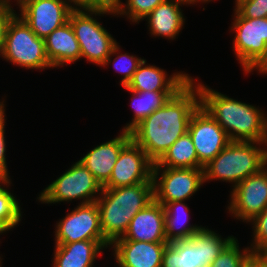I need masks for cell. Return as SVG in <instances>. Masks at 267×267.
Masks as SVG:
<instances>
[{
    "label": "cell",
    "instance_id": "6da1fadb",
    "mask_svg": "<svg viewBox=\"0 0 267 267\" xmlns=\"http://www.w3.org/2000/svg\"><path fill=\"white\" fill-rule=\"evenodd\" d=\"M191 80L131 131L132 140L155 164L173 143L188 132L190 119L200 106L198 86Z\"/></svg>",
    "mask_w": 267,
    "mask_h": 267
},
{
    "label": "cell",
    "instance_id": "7a4b0ae2",
    "mask_svg": "<svg viewBox=\"0 0 267 267\" xmlns=\"http://www.w3.org/2000/svg\"><path fill=\"white\" fill-rule=\"evenodd\" d=\"M200 105L226 131L230 141L267 142V117L261 109L229 98L202 83Z\"/></svg>",
    "mask_w": 267,
    "mask_h": 267
},
{
    "label": "cell",
    "instance_id": "3957f363",
    "mask_svg": "<svg viewBox=\"0 0 267 267\" xmlns=\"http://www.w3.org/2000/svg\"><path fill=\"white\" fill-rule=\"evenodd\" d=\"M100 195L96 200L100 226L111 245L124 236L133 216L154 200L153 182L103 188Z\"/></svg>",
    "mask_w": 267,
    "mask_h": 267
},
{
    "label": "cell",
    "instance_id": "277c9868",
    "mask_svg": "<svg viewBox=\"0 0 267 267\" xmlns=\"http://www.w3.org/2000/svg\"><path fill=\"white\" fill-rule=\"evenodd\" d=\"M265 146L267 142L231 141L214 159L204 165V182L222 180L234 183L232 187H235L267 165Z\"/></svg>",
    "mask_w": 267,
    "mask_h": 267
},
{
    "label": "cell",
    "instance_id": "5b68a950",
    "mask_svg": "<svg viewBox=\"0 0 267 267\" xmlns=\"http://www.w3.org/2000/svg\"><path fill=\"white\" fill-rule=\"evenodd\" d=\"M234 22L231 30L236 35L233 48L243 71L250 73L257 69L259 73H267V17L244 18L234 9Z\"/></svg>",
    "mask_w": 267,
    "mask_h": 267
},
{
    "label": "cell",
    "instance_id": "8992f818",
    "mask_svg": "<svg viewBox=\"0 0 267 267\" xmlns=\"http://www.w3.org/2000/svg\"><path fill=\"white\" fill-rule=\"evenodd\" d=\"M1 56L22 68H53L46 54L44 39L38 37L17 14L7 26Z\"/></svg>",
    "mask_w": 267,
    "mask_h": 267
},
{
    "label": "cell",
    "instance_id": "52a82bcc",
    "mask_svg": "<svg viewBox=\"0 0 267 267\" xmlns=\"http://www.w3.org/2000/svg\"><path fill=\"white\" fill-rule=\"evenodd\" d=\"M103 190L101 184L80 161L48 185L39 195L42 203L69 202L83 199L79 204L95 202Z\"/></svg>",
    "mask_w": 267,
    "mask_h": 267
},
{
    "label": "cell",
    "instance_id": "ba28073f",
    "mask_svg": "<svg viewBox=\"0 0 267 267\" xmlns=\"http://www.w3.org/2000/svg\"><path fill=\"white\" fill-rule=\"evenodd\" d=\"M107 13L74 9L69 16L81 50V58L102 66L117 44L110 33L94 16Z\"/></svg>",
    "mask_w": 267,
    "mask_h": 267
},
{
    "label": "cell",
    "instance_id": "9c48e42d",
    "mask_svg": "<svg viewBox=\"0 0 267 267\" xmlns=\"http://www.w3.org/2000/svg\"><path fill=\"white\" fill-rule=\"evenodd\" d=\"M152 181L154 200L163 206L168 202L185 201L203 185V168L153 167Z\"/></svg>",
    "mask_w": 267,
    "mask_h": 267
},
{
    "label": "cell",
    "instance_id": "30bf717a",
    "mask_svg": "<svg viewBox=\"0 0 267 267\" xmlns=\"http://www.w3.org/2000/svg\"><path fill=\"white\" fill-rule=\"evenodd\" d=\"M16 3L21 12L18 15L42 39L68 22L75 9L71 5L73 0H19Z\"/></svg>",
    "mask_w": 267,
    "mask_h": 267
},
{
    "label": "cell",
    "instance_id": "8fae6325",
    "mask_svg": "<svg viewBox=\"0 0 267 267\" xmlns=\"http://www.w3.org/2000/svg\"><path fill=\"white\" fill-rule=\"evenodd\" d=\"M55 245L83 240H105L96 201L79 204L57 223Z\"/></svg>",
    "mask_w": 267,
    "mask_h": 267
},
{
    "label": "cell",
    "instance_id": "7c38bea8",
    "mask_svg": "<svg viewBox=\"0 0 267 267\" xmlns=\"http://www.w3.org/2000/svg\"><path fill=\"white\" fill-rule=\"evenodd\" d=\"M229 213L244 222H250L267 206V165L258 173L249 175L231 191Z\"/></svg>",
    "mask_w": 267,
    "mask_h": 267
},
{
    "label": "cell",
    "instance_id": "4fadbf2b",
    "mask_svg": "<svg viewBox=\"0 0 267 267\" xmlns=\"http://www.w3.org/2000/svg\"><path fill=\"white\" fill-rule=\"evenodd\" d=\"M188 133L192 138L198 161L204 166L231 141L226 131L200 105L193 113Z\"/></svg>",
    "mask_w": 267,
    "mask_h": 267
},
{
    "label": "cell",
    "instance_id": "5bb4252c",
    "mask_svg": "<svg viewBox=\"0 0 267 267\" xmlns=\"http://www.w3.org/2000/svg\"><path fill=\"white\" fill-rule=\"evenodd\" d=\"M154 163L146 152L131 140L120 152L109 181L103 188H117L152 181Z\"/></svg>",
    "mask_w": 267,
    "mask_h": 267
},
{
    "label": "cell",
    "instance_id": "9a60e30c",
    "mask_svg": "<svg viewBox=\"0 0 267 267\" xmlns=\"http://www.w3.org/2000/svg\"><path fill=\"white\" fill-rule=\"evenodd\" d=\"M168 242L116 240L112 246L119 267H161Z\"/></svg>",
    "mask_w": 267,
    "mask_h": 267
},
{
    "label": "cell",
    "instance_id": "2e32d148",
    "mask_svg": "<svg viewBox=\"0 0 267 267\" xmlns=\"http://www.w3.org/2000/svg\"><path fill=\"white\" fill-rule=\"evenodd\" d=\"M117 240L167 242L164 206L153 200L133 216L124 236Z\"/></svg>",
    "mask_w": 267,
    "mask_h": 267
},
{
    "label": "cell",
    "instance_id": "e0dca14e",
    "mask_svg": "<svg viewBox=\"0 0 267 267\" xmlns=\"http://www.w3.org/2000/svg\"><path fill=\"white\" fill-rule=\"evenodd\" d=\"M132 140L131 133L124 131L119 136L97 145L79 161L93 174L103 187L111 177L113 167L121 150Z\"/></svg>",
    "mask_w": 267,
    "mask_h": 267
},
{
    "label": "cell",
    "instance_id": "ac0fdd59",
    "mask_svg": "<svg viewBox=\"0 0 267 267\" xmlns=\"http://www.w3.org/2000/svg\"><path fill=\"white\" fill-rule=\"evenodd\" d=\"M144 59L138 66L133 77L125 86L130 91H179L190 80L191 76L186 73L176 72L167 78V73L155 65H146Z\"/></svg>",
    "mask_w": 267,
    "mask_h": 267
},
{
    "label": "cell",
    "instance_id": "d6986e66",
    "mask_svg": "<svg viewBox=\"0 0 267 267\" xmlns=\"http://www.w3.org/2000/svg\"><path fill=\"white\" fill-rule=\"evenodd\" d=\"M108 245L110 246L106 240H83L55 245L52 267H93L101 250Z\"/></svg>",
    "mask_w": 267,
    "mask_h": 267
},
{
    "label": "cell",
    "instance_id": "ffe728a7",
    "mask_svg": "<svg viewBox=\"0 0 267 267\" xmlns=\"http://www.w3.org/2000/svg\"><path fill=\"white\" fill-rule=\"evenodd\" d=\"M190 4L188 0H164L147 18L150 34L174 40L185 22L180 6ZM180 5V6H179Z\"/></svg>",
    "mask_w": 267,
    "mask_h": 267
},
{
    "label": "cell",
    "instance_id": "44dd1931",
    "mask_svg": "<svg viewBox=\"0 0 267 267\" xmlns=\"http://www.w3.org/2000/svg\"><path fill=\"white\" fill-rule=\"evenodd\" d=\"M44 42L47 57L53 68L81 59L80 46L69 21L49 34Z\"/></svg>",
    "mask_w": 267,
    "mask_h": 267
},
{
    "label": "cell",
    "instance_id": "7402d4cb",
    "mask_svg": "<svg viewBox=\"0 0 267 267\" xmlns=\"http://www.w3.org/2000/svg\"><path fill=\"white\" fill-rule=\"evenodd\" d=\"M183 202L184 201H174L164 205L165 237L168 243L187 240L202 227L187 224L189 207ZM184 215L185 218L183 217ZM183 224L187 225L184 226Z\"/></svg>",
    "mask_w": 267,
    "mask_h": 267
},
{
    "label": "cell",
    "instance_id": "603a6c76",
    "mask_svg": "<svg viewBox=\"0 0 267 267\" xmlns=\"http://www.w3.org/2000/svg\"><path fill=\"white\" fill-rule=\"evenodd\" d=\"M153 167L203 168L204 166L198 161L192 138L187 132L173 143Z\"/></svg>",
    "mask_w": 267,
    "mask_h": 267
},
{
    "label": "cell",
    "instance_id": "cb8c5ba5",
    "mask_svg": "<svg viewBox=\"0 0 267 267\" xmlns=\"http://www.w3.org/2000/svg\"><path fill=\"white\" fill-rule=\"evenodd\" d=\"M132 93L131 105L134 109V118L126 126L124 131H131L143 119L153 113L156 109L162 107L169 98L173 97L178 91H130Z\"/></svg>",
    "mask_w": 267,
    "mask_h": 267
},
{
    "label": "cell",
    "instance_id": "d4e9b609",
    "mask_svg": "<svg viewBox=\"0 0 267 267\" xmlns=\"http://www.w3.org/2000/svg\"><path fill=\"white\" fill-rule=\"evenodd\" d=\"M234 238V236L222 238L215 231L201 227L189 237V240L198 247L200 267H209Z\"/></svg>",
    "mask_w": 267,
    "mask_h": 267
},
{
    "label": "cell",
    "instance_id": "484cf974",
    "mask_svg": "<svg viewBox=\"0 0 267 267\" xmlns=\"http://www.w3.org/2000/svg\"><path fill=\"white\" fill-rule=\"evenodd\" d=\"M0 234L14 228L22 218L18 200L7 189L11 181L0 182ZM5 186L6 189L4 188Z\"/></svg>",
    "mask_w": 267,
    "mask_h": 267
},
{
    "label": "cell",
    "instance_id": "4316f807",
    "mask_svg": "<svg viewBox=\"0 0 267 267\" xmlns=\"http://www.w3.org/2000/svg\"><path fill=\"white\" fill-rule=\"evenodd\" d=\"M240 250L235 237L209 267H247L255 255L250 247Z\"/></svg>",
    "mask_w": 267,
    "mask_h": 267
},
{
    "label": "cell",
    "instance_id": "83f0119b",
    "mask_svg": "<svg viewBox=\"0 0 267 267\" xmlns=\"http://www.w3.org/2000/svg\"><path fill=\"white\" fill-rule=\"evenodd\" d=\"M119 47L120 46L117 43L113 47L110 56L106 59L105 63L102 66L104 67L111 63V56L119 53V55H116L117 57H115V59L113 60V68H115L117 72L123 74L121 85L124 87L129 83L138 66L142 63L144 59L129 55L128 53L120 54Z\"/></svg>",
    "mask_w": 267,
    "mask_h": 267
},
{
    "label": "cell",
    "instance_id": "f1b7e54d",
    "mask_svg": "<svg viewBox=\"0 0 267 267\" xmlns=\"http://www.w3.org/2000/svg\"><path fill=\"white\" fill-rule=\"evenodd\" d=\"M164 0H126L122 3L118 15L127 16L132 22L139 23L140 20L151 13Z\"/></svg>",
    "mask_w": 267,
    "mask_h": 267
},
{
    "label": "cell",
    "instance_id": "f546056e",
    "mask_svg": "<svg viewBox=\"0 0 267 267\" xmlns=\"http://www.w3.org/2000/svg\"><path fill=\"white\" fill-rule=\"evenodd\" d=\"M250 222H252L254 230L250 249L255 256H261L267 250V206Z\"/></svg>",
    "mask_w": 267,
    "mask_h": 267
},
{
    "label": "cell",
    "instance_id": "4dcf8cb0",
    "mask_svg": "<svg viewBox=\"0 0 267 267\" xmlns=\"http://www.w3.org/2000/svg\"><path fill=\"white\" fill-rule=\"evenodd\" d=\"M75 9L82 11L104 12L107 14H119L122 2L120 0H73Z\"/></svg>",
    "mask_w": 267,
    "mask_h": 267
},
{
    "label": "cell",
    "instance_id": "1f68e13d",
    "mask_svg": "<svg viewBox=\"0 0 267 267\" xmlns=\"http://www.w3.org/2000/svg\"><path fill=\"white\" fill-rule=\"evenodd\" d=\"M235 9L249 19L267 17V0H240Z\"/></svg>",
    "mask_w": 267,
    "mask_h": 267
},
{
    "label": "cell",
    "instance_id": "d6a6232c",
    "mask_svg": "<svg viewBox=\"0 0 267 267\" xmlns=\"http://www.w3.org/2000/svg\"><path fill=\"white\" fill-rule=\"evenodd\" d=\"M161 267H186L184 263V240L171 242L166 246Z\"/></svg>",
    "mask_w": 267,
    "mask_h": 267
},
{
    "label": "cell",
    "instance_id": "836d02e7",
    "mask_svg": "<svg viewBox=\"0 0 267 267\" xmlns=\"http://www.w3.org/2000/svg\"><path fill=\"white\" fill-rule=\"evenodd\" d=\"M5 104L0 107V182L10 181L6 164V143H5Z\"/></svg>",
    "mask_w": 267,
    "mask_h": 267
},
{
    "label": "cell",
    "instance_id": "e575fe53",
    "mask_svg": "<svg viewBox=\"0 0 267 267\" xmlns=\"http://www.w3.org/2000/svg\"><path fill=\"white\" fill-rule=\"evenodd\" d=\"M16 14V11L8 1H0V56L5 46V34L10 19Z\"/></svg>",
    "mask_w": 267,
    "mask_h": 267
},
{
    "label": "cell",
    "instance_id": "d590c367",
    "mask_svg": "<svg viewBox=\"0 0 267 267\" xmlns=\"http://www.w3.org/2000/svg\"><path fill=\"white\" fill-rule=\"evenodd\" d=\"M184 263L186 267H200L198 247L189 239L184 240Z\"/></svg>",
    "mask_w": 267,
    "mask_h": 267
},
{
    "label": "cell",
    "instance_id": "8d00e7d4",
    "mask_svg": "<svg viewBox=\"0 0 267 267\" xmlns=\"http://www.w3.org/2000/svg\"><path fill=\"white\" fill-rule=\"evenodd\" d=\"M247 267H267V260L262 256H254Z\"/></svg>",
    "mask_w": 267,
    "mask_h": 267
},
{
    "label": "cell",
    "instance_id": "74e56055",
    "mask_svg": "<svg viewBox=\"0 0 267 267\" xmlns=\"http://www.w3.org/2000/svg\"><path fill=\"white\" fill-rule=\"evenodd\" d=\"M188 1H189L190 4H195L197 2L199 3V1L202 2V3H206V2H210L212 0H188Z\"/></svg>",
    "mask_w": 267,
    "mask_h": 267
},
{
    "label": "cell",
    "instance_id": "f35d334b",
    "mask_svg": "<svg viewBox=\"0 0 267 267\" xmlns=\"http://www.w3.org/2000/svg\"><path fill=\"white\" fill-rule=\"evenodd\" d=\"M265 260H267V250L261 255Z\"/></svg>",
    "mask_w": 267,
    "mask_h": 267
},
{
    "label": "cell",
    "instance_id": "ab89813d",
    "mask_svg": "<svg viewBox=\"0 0 267 267\" xmlns=\"http://www.w3.org/2000/svg\"><path fill=\"white\" fill-rule=\"evenodd\" d=\"M3 104H4V100H3V102H0V107H1Z\"/></svg>",
    "mask_w": 267,
    "mask_h": 267
}]
</instances>
